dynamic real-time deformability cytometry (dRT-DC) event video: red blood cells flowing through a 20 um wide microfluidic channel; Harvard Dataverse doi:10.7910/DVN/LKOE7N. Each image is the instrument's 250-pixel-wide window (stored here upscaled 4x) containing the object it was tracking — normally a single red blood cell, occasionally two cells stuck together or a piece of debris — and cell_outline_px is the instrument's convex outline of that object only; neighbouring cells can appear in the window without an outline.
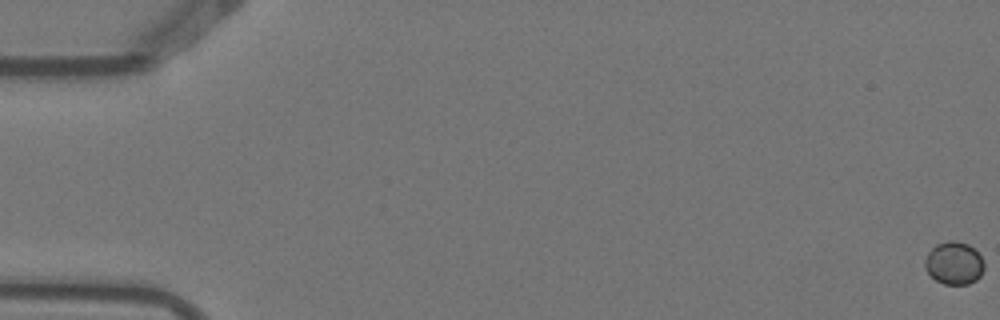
{"species": "Egyptian fruit bat (a non-hibernating species)", "species_latin": "Rousettus aegyptiacus", "temperature_condition": "warm", "stored_images_in_passage": 6, "camera_frame_rate_fps": 3000, "um_per_image_px": 0.085, "animal": {"sex": "female"}, "frame": {"image": 1, "passage_image": 1, "time_ms": 0.0, "image_size_px": [1000, 320], "cell_outline_px": [[984, 268], [980, 276], [976, 280], [968, 284], [944, 284], [936, 280], [924, 268], [924, 260], [928, 252], [936, 244], [948, 240], [952, 240], [968, 244], [980, 256], [984, 264]], "centroid_in_image_um": [81.07, 22.36], "position_along_channel_um": 3.9, "area_um2": 14.68}}
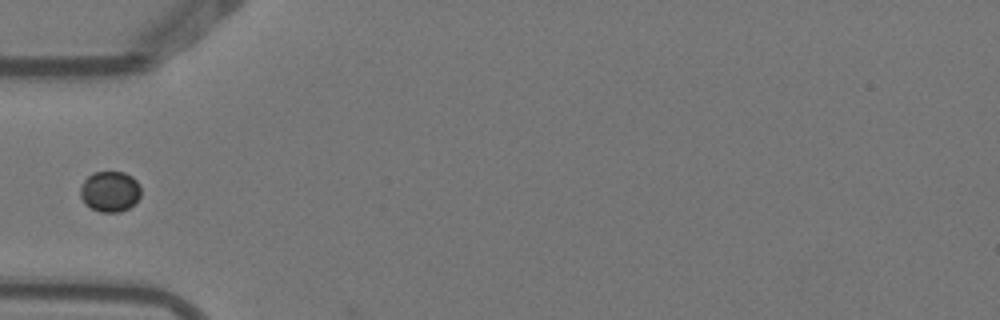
{"frame": {"image": 2, "passage_image": 5, "time_ms": 1.333, "image_size_px": [1000, 320], "cell_outline_px": [[140, 196], [128, 208], [120, 212], [100, 212], [84, 204], [80, 196], [80, 184], [92, 172], [124, 172], [132, 176], [140, 184]], "centroid_in_image_um": [9.32, 16.26], "position_along_channel_um": 75.7, "area_um2": 14.45}}
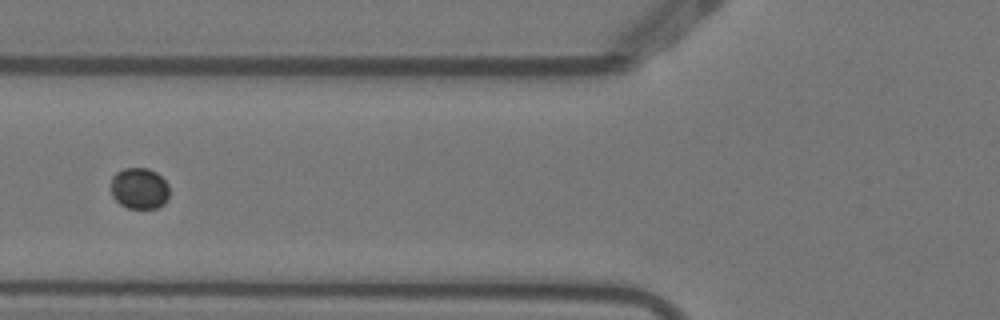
{"frame": {"image": 3, "passage_image": 6, "time_ms": 1.667, "image_size_px": [1000, 320], "cell_outline_px": [[168, 196], [164, 204], [156, 208], [128, 208], [120, 204], [112, 196], [112, 176], [116, 172], [124, 168], [148, 168], [156, 172], [168, 184]], "centroid_in_image_um": [11.84, 16.01], "position_along_channel_um": 114.0, "area_um2": 13.99}}